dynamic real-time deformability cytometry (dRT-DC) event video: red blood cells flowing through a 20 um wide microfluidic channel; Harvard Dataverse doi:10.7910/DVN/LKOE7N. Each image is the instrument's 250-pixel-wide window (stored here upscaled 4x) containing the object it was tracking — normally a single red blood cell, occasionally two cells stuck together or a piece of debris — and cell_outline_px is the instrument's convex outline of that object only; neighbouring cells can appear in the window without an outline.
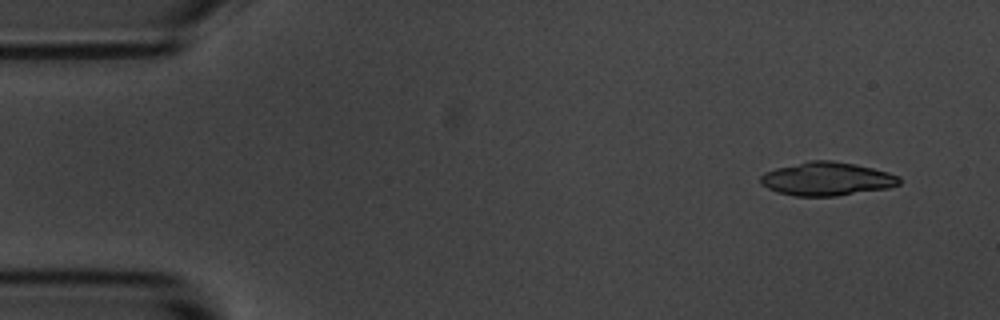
{"species": "common noctule bat (a hibernating species)", "species_latin": "Nyctalus noctula", "temperature_condition": "room temperature", "stored_images_in_passage": 7, "segment_of_instrument_passage": [1, 2], "camera_frame_rate_fps": 3000, "um_per_image_px": 0.085, "animal": {"sex": "male", "body_mass_g": 20.1, "forearm_length_mm": 53.5}, "frame": {"image": 1, "passage_image": 2, "time_ms": 0.333, "image_size_px": [1000, 320], "cell_outline_px": [[900, 184], [888, 188], [836, 196], [796, 196], [776, 192], [760, 184], [760, 176], [764, 172], [776, 168], [808, 160], [832, 160], [856, 164], [888, 172], [900, 176]], "centroid_in_image_um": [70.26, 15.2], "position_along_channel_um": 14.7, "area_um2": 27.22}}